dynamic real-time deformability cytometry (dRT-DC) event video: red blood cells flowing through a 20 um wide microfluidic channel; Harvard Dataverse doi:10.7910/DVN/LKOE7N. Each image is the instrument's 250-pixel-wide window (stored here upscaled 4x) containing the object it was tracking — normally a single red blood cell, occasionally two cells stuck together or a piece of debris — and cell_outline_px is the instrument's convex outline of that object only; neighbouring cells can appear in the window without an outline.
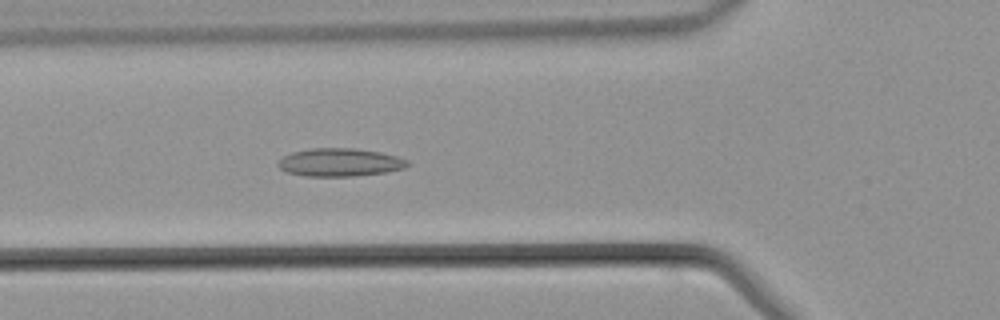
{"species": "common noctule bat (a hibernating species)", "species_latin": "Nyctalus noctula", "temperature_condition": "warm", "stored_images_in_passage": 35, "camera_frame_rate_fps": 3000, "um_per_image_px": 0.085, "animal": {"sex": "male", "body_mass_g": 21.5, "forearm_length_mm": 52.0}, "frame": {"image": 1, "passage_image": 9, "time_ms": 2.667, "image_size_px": [1000, 320], "cell_outline_px": [[412, 164], [404, 168], [388, 172], [352, 176], [304, 176], [284, 172], [276, 164], [284, 156], [292, 152], [308, 148], [356, 148], [380, 152], [396, 156], [408, 160]], "centroid_in_image_um": [28.89, 13.8], "position_along_channel_um": 96.9, "area_um2": 21.39}}
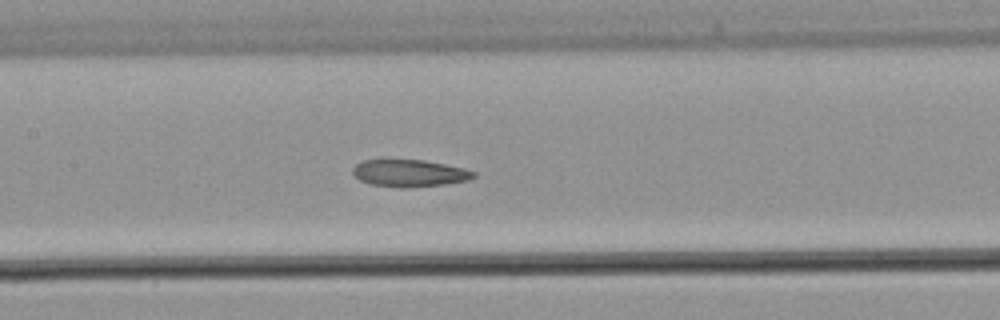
{"frame": {"image": 2, "passage_image": 14, "time_ms": 4.333, "image_size_px": [1000, 320], "cell_outline_px": [[476, 176], [468, 180], [448, 184], [408, 188], [400, 188], [368, 184], [360, 180], [352, 172], [352, 168], [356, 164], [364, 160], [424, 160], [464, 168], [476, 172]], "centroid_in_image_um": [34.82, 14.73], "position_along_channel_um": 172.6, "area_um2": 19.25}}
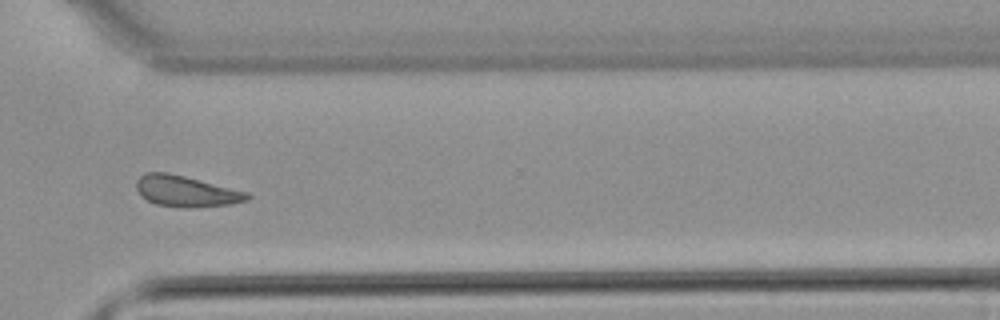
{"frame": {"image": 3, "passage_image": 26, "time_ms": 8.333, "image_size_px": [1000, 320], "cell_outline_px": [[252, 196], [248, 200], [228, 204], [156, 204], [148, 200], [136, 188], [136, 180], [144, 172], [168, 172], [248, 192]], "centroid_in_image_um": [15.79, 16.18], "position_along_channel_um": 354.8, "area_um2": 18.73}}